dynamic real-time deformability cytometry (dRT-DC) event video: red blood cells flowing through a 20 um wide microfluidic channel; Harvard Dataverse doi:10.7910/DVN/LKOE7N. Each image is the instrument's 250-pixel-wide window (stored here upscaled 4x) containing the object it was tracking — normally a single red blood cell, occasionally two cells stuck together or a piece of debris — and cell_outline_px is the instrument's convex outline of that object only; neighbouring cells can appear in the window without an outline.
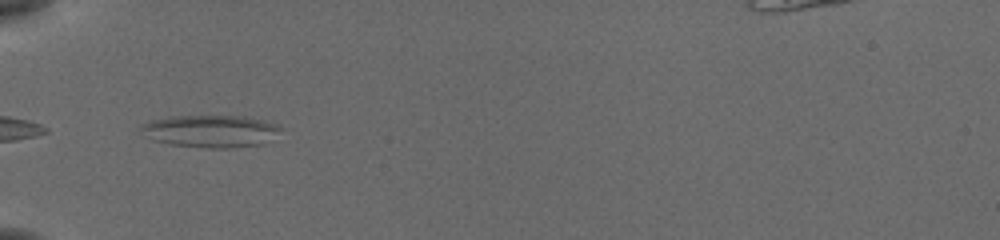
{"species": "common noctule bat (a hibernating species)", "species_latin": "Nyctalus noctula", "temperature_condition": "cold", "stored_images_in_passage": 4, "camera_frame_rate_fps": 3000, "um_per_image_px": 0.085, "animal": {"sex": "female", "body_mass_g": 19.5, "forearm_length_mm": 54.1}, "frame": {"image": 1, "passage_image": 1, "time_ms": 0.0, "image_size_px": [1000, 240], "cell_outline_px": [[280, 128], [264, 144], [232, 148], [208, 148], [172, 144], [152, 140], [140, 128], [144, 124], [152, 120], [172, 116], [236, 116], [260, 120], [280, 124]], "centroid_in_image_um": [17.9, 11.15], "position_along_channel_um": 67.1, "area_um2": 25.78}}